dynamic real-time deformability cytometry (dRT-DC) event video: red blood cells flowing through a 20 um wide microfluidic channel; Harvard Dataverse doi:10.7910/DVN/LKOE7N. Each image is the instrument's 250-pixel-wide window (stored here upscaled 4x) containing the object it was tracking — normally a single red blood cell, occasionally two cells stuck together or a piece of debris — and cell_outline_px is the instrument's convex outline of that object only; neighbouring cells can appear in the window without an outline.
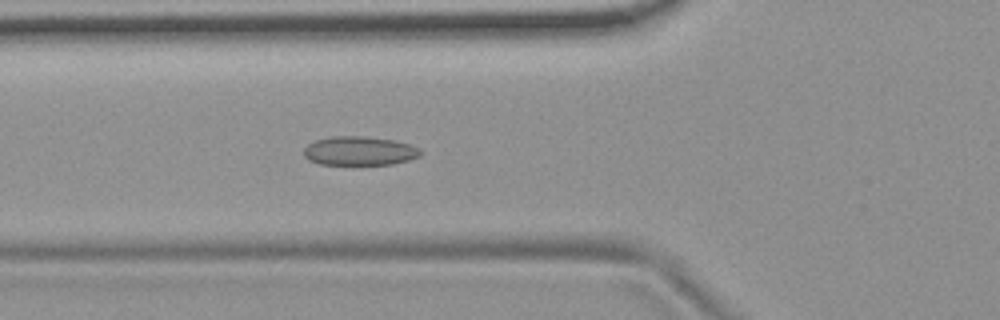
{"species": "common noctule bat (a hibernating species)", "species_latin": "Nyctalus noctula", "temperature_condition": "room temperature", "stored_images_in_passage": 54, "camera_frame_rate_fps": 3000, "um_per_image_px": 0.085, "animal": {"sex": "female", "body_mass_g": 19.9}, "frame": {"image": 1, "passage_image": 19, "time_ms": 6.0, "image_size_px": [1000, 320], "cell_outline_px": [[424, 152], [420, 156], [408, 160], [392, 164], [320, 164], [308, 160], [304, 156], [304, 148], [308, 144], [316, 140], [332, 136], [368, 136], [396, 140], [420, 148]], "centroid_in_image_um": [30.58, 12.82], "position_along_channel_um": 95.2, "area_um2": 19.83}}
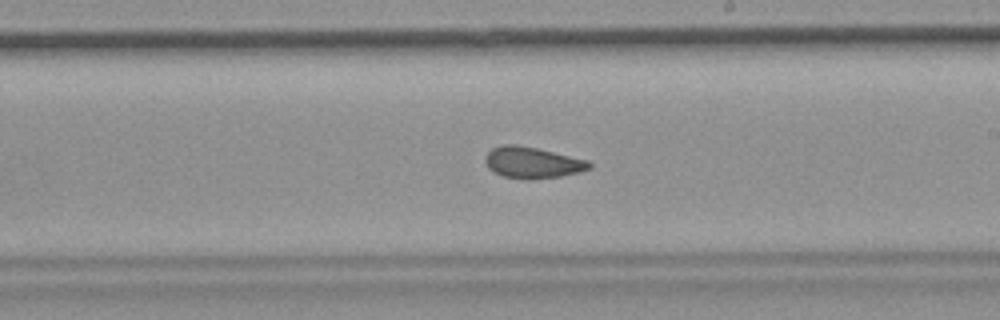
{"frame": {"image": 2, "passage_image": 31, "time_ms": 10.0, "image_size_px": [1000, 320], "cell_outline_px": [[592, 168], [580, 172], [560, 176], [504, 176], [488, 168], [484, 160], [484, 156], [492, 148], [500, 144], [516, 144], [536, 148], [588, 160], [592, 164]], "centroid_in_image_um": [45.25, 13.76], "position_along_channel_um": 243.7, "area_um2": 18.21}}
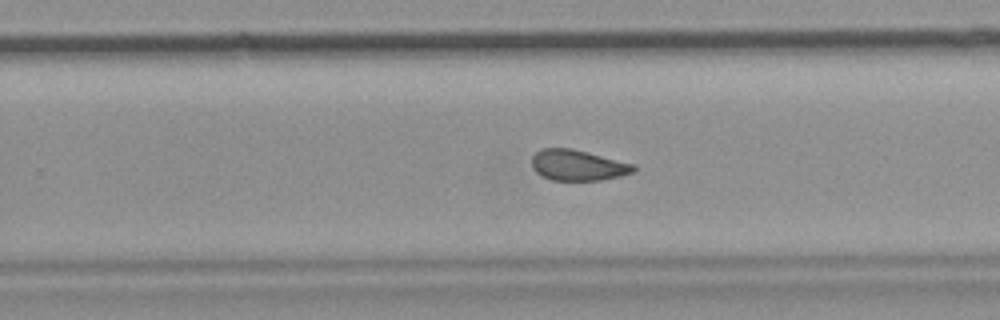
{"frame": {"image": 3, "passage_image": 34, "time_ms": 11.0, "image_size_px": [1000, 320], "cell_outline_px": [[636, 168], [632, 172], [620, 176], [600, 180], [552, 180], [536, 172], [532, 168], [532, 156], [540, 148], [572, 148], [636, 164]], "centroid_in_image_um": [49.11, 14.03], "position_along_channel_um": 280.7, "area_um2": 18.26}, "authors_computed_cell_mechanics": {"area_um2": 19.2763, "velocity_mm_per_s": 3.7173, "shape_relaxation_time_tau1_ms": null, "shape_relaxation_time_tau2_ms": 1.9274, "deformation_change_tau1": null, "deformation_change_tau2": 0.0712}}